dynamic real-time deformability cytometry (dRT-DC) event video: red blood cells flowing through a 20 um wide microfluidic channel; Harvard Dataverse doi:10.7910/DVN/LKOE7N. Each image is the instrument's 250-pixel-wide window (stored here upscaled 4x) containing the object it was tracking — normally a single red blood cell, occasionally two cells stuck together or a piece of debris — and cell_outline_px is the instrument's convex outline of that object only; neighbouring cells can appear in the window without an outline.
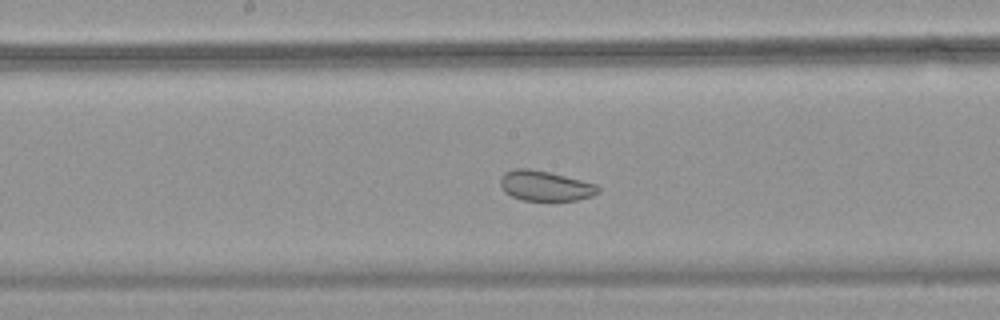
{"species": "common noctule bat (a hibernating species)", "species_latin": "Nyctalus noctula", "temperature_condition": "warm", "stored_images_in_passage": 52, "segment_of_instrument_passage": [2, 2], "camera_frame_rate_fps": 3000, "um_per_image_px": 0.085, "animal": {"sex": "female", "body_mass_g": 18.4}, "frame": {"image": 1, "passage_image": 26, "time_ms": 8.333, "image_size_px": [1000, 320], "cell_outline_px": [[600, 192], [592, 196], [576, 200], [520, 200], [504, 192], [500, 184], [500, 176], [504, 172], [512, 168], [528, 168], [548, 172], [596, 184], [600, 188]], "centroid_in_image_um": [46.3, 15.79], "position_along_channel_um": 201.9, "area_um2": 17.17}}
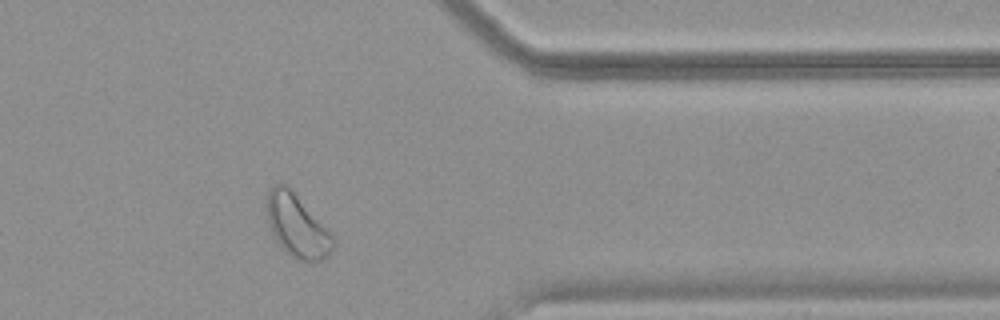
{"frame": {"image": 2, "passage_image": 42, "time_ms": 13.667, "image_size_px": [1000, 320], "cell_outline_px": [[336, 244], [328, 256], [324, 260], [300, 260], [292, 256], [276, 240], [268, 224], [264, 208], [264, 204], [268, 192], [276, 184], [284, 184], [332, 232], [336, 240]], "centroid_in_image_um": [25.25, 19.21], "position_along_channel_um": 386.1, "area_um2": 24.04}}
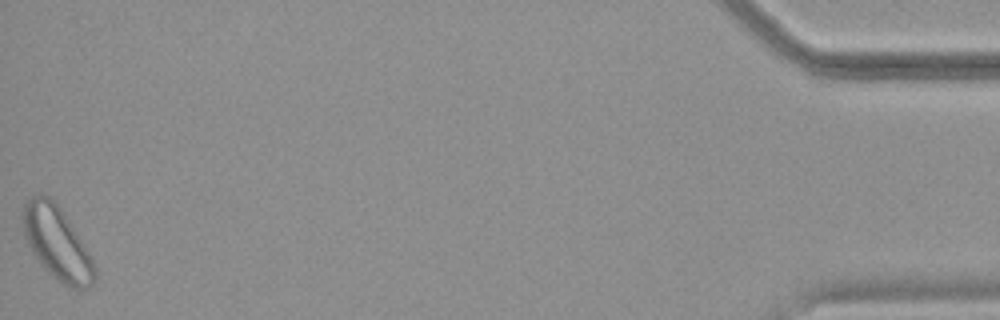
{"frame": {"image": 3, "passage_image": 52, "time_ms": 17.0, "image_size_px": [1000, 320], "cell_outline_px": [[96, 280], [88, 288], [72, 288], [64, 284], [48, 272], [44, 268], [32, 252], [28, 244], [24, 232], [20, 216], [24, 204], [32, 196], [40, 192], [48, 196], [60, 208], [88, 252], [96, 268]], "centroid_in_image_um": [4.81, 20.65], "position_along_channel_um": 430.4, "area_um2": 30.11}}